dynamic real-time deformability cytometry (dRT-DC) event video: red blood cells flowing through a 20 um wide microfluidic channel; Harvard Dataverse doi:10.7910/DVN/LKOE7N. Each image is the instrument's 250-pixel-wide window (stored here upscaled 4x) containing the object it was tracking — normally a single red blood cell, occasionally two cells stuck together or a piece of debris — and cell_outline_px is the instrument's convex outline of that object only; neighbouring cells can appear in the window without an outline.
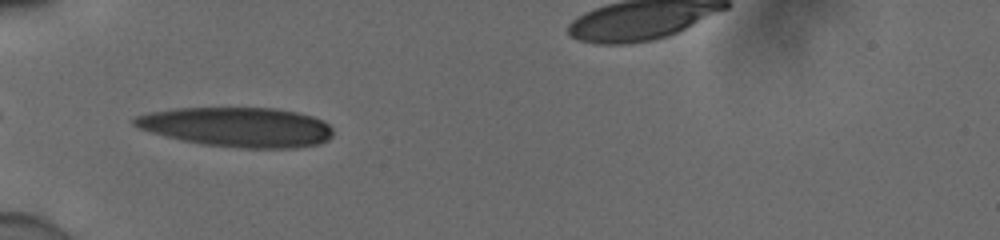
{"species": "human", "species_latin": "Homo sapiens", "temperature_condition": "cold", "stored_images_in_passage": 34, "camera_frame_rate_fps": 3000, "um_per_image_px": 0.085, "donor": {"sex": "male"}, "frame": {"image": 1, "passage_image": 1, "time_ms": 0.0, "image_size_px": [1000, 240], "cell_outline_px": [[332, 136], [328, 140], [320, 144], [296, 148], [240, 148], [200, 144], [152, 132], [140, 128], [132, 124], [132, 120], [136, 116], [148, 112], [176, 108], [276, 108], [296, 112], [312, 116], [328, 124], [332, 128]], "centroid_in_image_um": [20.19, 10.8], "position_along_channel_um": 64.8, "area_um2": 45.84}}
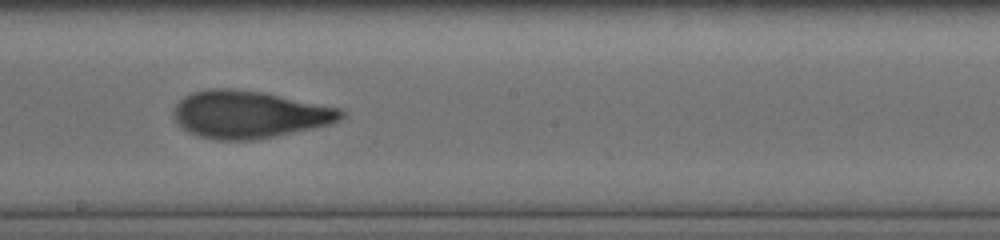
{"frame": {"image": 2, "passage_image": 14, "time_ms": 4.333, "image_size_px": [1000, 240], "cell_outline_px": [[344, 116], [340, 120], [328, 124], [312, 128], [276, 136], [252, 140], [216, 140], [200, 136], [188, 132], [176, 120], [172, 112], [176, 104], [184, 96], [192, 92], [208, 88], [232, 88], [260, 92], [340, 108], [344, 112]], "centroid_in_image_um": [21.15, 9.72], "position_along_channel_um": 227.1, "area_um2": 45.89}}
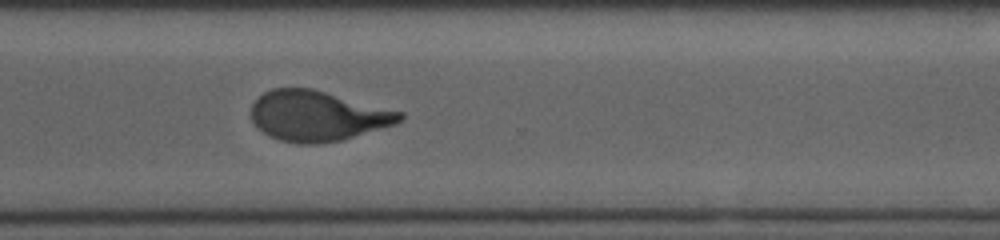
{"frame": {"image": 3, "passage_image": 23, "time_ms": 7.333, "image_size_px": [1000, 240], "cell_outline_px": [[404, 120], [396, 124], [340, 140], [316, 144], [300, 144], [280, 140], [268, 136], [252, 120], [252, 104], [264, 92], [272, 88], [312, 88], [404, 112]], "centroid_in_image_um": [27.02, 9.84], "position_along_channel_um": 343.6, "area_um2": 43.41}}